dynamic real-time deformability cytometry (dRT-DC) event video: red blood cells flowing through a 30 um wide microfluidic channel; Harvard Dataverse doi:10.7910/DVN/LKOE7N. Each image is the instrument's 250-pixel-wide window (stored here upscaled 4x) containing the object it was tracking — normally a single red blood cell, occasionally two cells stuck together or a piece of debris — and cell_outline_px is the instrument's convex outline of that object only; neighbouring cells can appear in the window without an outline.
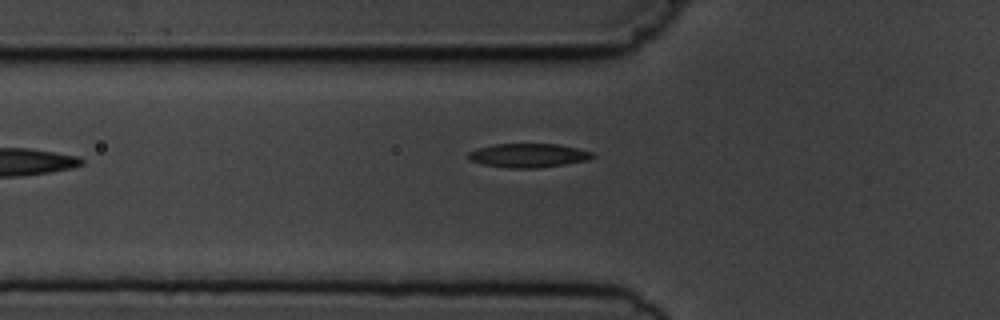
{"species": "common noctule bat (a hibernating species)", "species_latin": "Nyctalus noctula", "temperature_condition": "cold", "stored_images_in_passage": 7, "camera_frame_rate_fps": 3000, "um_per_image_px": 0.085, "animal": {"sex": "male", "body_mass_g": 19.5, "forearm_length_mm": 54.6}, "frame": {"image": 1, "passage_image": 6, "time_ms": 6.667, "image_size_px": [1000, 320], "cell_outline_px": [[596, 156], [588, 160], [540, 168], [508, 168], [484, 164], [468, 160], [468, 152], [480, 148], [496, 144], [560, 144], [592, 152]], "centroid_in_image_um": [44.93, 13.22], "position_along_channel_um": 80.9, "area_um2": 17.22}}
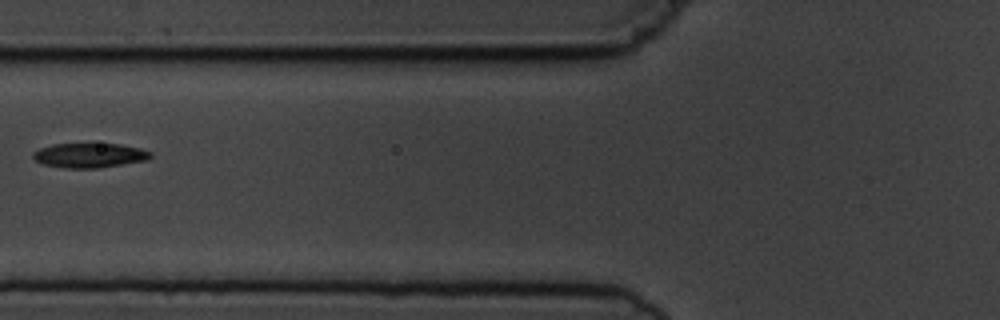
{"frame": {"image": 2, "passage_image": 7, "time_ms": 7.667, "image_size_px": [1000, 320], "cell_outline_px": [[152, 156], [148, 160], [96, 168], [64, 168], [44, 164], [36, 160], [32, 156], [32, 152], [40, 148], [52, 144], [92, 140], [120, 144], [140, 148], [152, 152]], "centroid_in_image_um": [7.61, 13.14], "position_along_channel_um": 118.2, "area_um2": 17.74}}